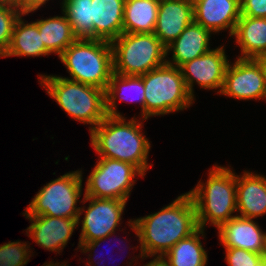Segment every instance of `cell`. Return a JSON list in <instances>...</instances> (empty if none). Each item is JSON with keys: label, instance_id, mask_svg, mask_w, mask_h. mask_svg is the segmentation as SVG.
Masks as SVG:
<instances>
[{"label": "cell", "instance_id": "obj_33", "mask_svg": "<svg viewBox=\"0 0 266 266\" xmlns=\"http://www.w3.org/2000/svg\"><path fill=\"white\" fill-rule=\"evenodd\" d=\"M154 258L143 266H170L168 259L165 255H143L141 259Z\"/></svg>", "mask_w": 266, "mask_h": 266}, {"label": "cell", "instance_id": "obj_29", "mask_svg": "<svg viewBox=\"0 0 266 266\" xmlns=\"http://www.w3.org/2000/svg\"><path fill=\"white\" fill-rule=\"evenodd\" d=\"M228 266H260L265 256L241 248H225Z\"/></svg>", "mask_w": 266, "mask_h": 266}, {"label": "cell", "instance_id": "obj_35", "mask_svg": "<svg viewBox=\"0 0 266 266\" xmlns=\"http://www.w3.org/2000/svg\"><path fill=\"white\" fill-rule=\"evenodd\" d=\"M42 266H68L67 265V262H61V264H60V262H53V260L52 261H48V262H46V263H44Z\"/></svg>", "mask_w": 266, "mask_h": 266}, {"label": "cell", "instance_id": "obj_26", "mask_svg": "<svg viewBox=\"0 0 266 266\" xmlns=\"http://www.w3.org/2000/svg\"><path fill=\"white\" fill-rule=\"evenodd\" d=\"M61 10L77 38L93 39L92 0H63Z\"/></svg>", "mask_w": 266, "mask_h": 266}, {"label": "cell", "instance_id": "obj_36", "mask_svg": "<svg viewBox=\"0 0 266 266\" xmlns=\"http://www.w3.org/2000/svg\"><path fill=\"white\" fill-rule=\"evenodd\" d=\"M260 266H266V257H265L264 260L261 262Z\"/></svg>", "mask_w": 266, "mask_h": 266}, {"label": "cell", "instance_id": "obj_28", "mask_svg": "<svg viewBox=\"0 0 266 266\" xmlns=\"http://www.w3.org/2000/svg\"><path fill=\"white\" fill-rule=\"evenodd\" d=\"M30 244L18 240L0 245V266L27 265L33 253Z\"/></svg>", "mask_w": 266, "mask_h": 266}, {"label": "cell", "instance_id": "obj_32", "mask_svg": "<svg viewBox=\"0 0 266 266\" xmlns=\"http://www.w3.org/2000/svg\"><path fill=\"white\" fill-rule=\"evenodd\" d=\"M49 0H19L17 6L25 16L29 13L35 12L41 6L45 5Z\"/></svg>", "mask_w": 266, "mask_h": 266}, {"label": "cell", "instance_id": "obj_12", "mask_svg": "<svg viewBox=\"0 0 266 266\" xmlns=\"http://www.w3.org/2000/svg\"><path fill=\"white\" fill-rule=\"evenodd\" d=\"M236 59L227 65L219 95L238 100L266 101V84L259 64L254 59Z\"/></svg>", "mask_w": 266, "mask_h": 266}, {"label": "cell", "instance_id": "obj_20", "mask_svg": "<svg viewBox=\"0 0 266 266\" xmlns=\"http://www.w3.org/2000/svg\"><path fill=\"white\" fill-rule=\"evenodd\" d=\"M105 99L107 115L124 116L117 110V101L132 103L136 101L141 106V118H144L145 89L142 76L113 73L105 90Z\"/></svg>", "mask_w": 266, "mask_h": 266}, {"label": "cell", "instance_id": "obj_19", "mask_svg": "<svg viewBox=\"0 0 266 266\" xmlns=\"http://www.w3.org/2000/svg\"><path fill=\"white\" fill-rule=\"evenodd\" d=\"M125 0H92L93 39L112 42L123 33Z\"/></svg>", "mask_w": 266, "mask_h": 266}, {"label": "cell", "instance_id": "obj_39", "mask_svg": "<svg viewBox=\"0 0 266 266\" xmlns=\"http://www.w3.org/2000/svg\"><path fill=\"white\" fill-rule=\"evenodd\" d=\"M187 1L194 3L196 0H187Z\"/></svg>", "mask_w": 266, "mask_h": 266}, {"label": "cell", "instance_id": "obj_21", "mask_svg": "<svg viewBox=\"0 0 266 266\" xmlns=\"http://www.w3.org/2000/svg\"><path fill=\"white\" fill-rule=\"evenodd\" d=\"M233 36L241 48L237 58L254 59L266 54V18L240 16Z\"/></svg>", "mask_w": 266, "mask_h": 266}, {"label": "cell", "instance_id": "obj_14", "mask_svg": "<svg viewBox=\"0 0 266 266\" xmlns=\"http://www.w3.org/2000/svg\"><path fill=\"white\" fill-rule=\"evenodd\" d=\"M193 15L194 21L211 33L229 30L232 37L241 16L240 0H196Z\"/></svg>", "mask_w": 266, "mask_h": 266}, {"label": "cell", "instance_id": "obj_9", "mask_svg": "<svg viewBox=\"0 0 266 266\" xmlns=\"http://www.w3.org/2000/svg\"><path fill=\"white\" fill-rule=\"evenodd\" d=\"M138 176L145 177L132 164L120 160L99 158L86 180L85 194L83 195L128 201Z\"/></svg>", "mask_w": 266, "mask_h": 266}, {"label": "cell", "instance_id": "obj_11", "mask_svg": "<svg viewBox=\"0 0 266 266\" xmlns=\"http://www.w3.org/2000/svg\"><path fill=\"white\" fill-rule=\"evenodd\" d=\"M227 57L225 47L221 45L179 67L185 85L194 99H196L193 88L195 83L202 89H218L217 94L220 93L225 71L230 62Z\"/></svg>", "mask_w": 266, "mask_h": 266}, {"label": "cell", "instance_id": "obj_34", "mask_svg": "<svg viewBox=\"0 0 266 266\" xmlns=\"http://www.w3.org/2000/svg\"><path fill=\"white\" fill-rule=\"evenodd\" d=\"M259 64L266 84V54L254 58Z\"/></svg>", "mask_w": 266, "mask_h": 266}, {"label": "cell", "instance_id": "obj_5", "mask_svg": "<svg viewBox=\"0 0 266 266\" xmlns=\"http://www.w3.org/2000/svg\"><path fill=\"white\" fill-rule=\"evenodd\" d=\"M71 77L66 79L107 89L113 74L111 42L77 38L59 56Z\"/></svg>", "mask_w": 266, "mask_h": 266}, {"label": "cell", "instance_id": "obj_31", "mask_svg": "<svg viewBox=\"0 0 266 266\" xmlns=\"http://www.w3.org/2000/svg\"><path fill=\"white\" fill-rule=\"evenodd\" d=\"M115 234V232L114 233H112L111 235H109V236H107V237H105V238H102V239H96V240H93V241H90V242H85L84 244H80V246H79V249H80V252L81 253H90V254H88L89 256V260H87L85 263H86V265L85 266H96V264H98L97 266H99V258H101V257H97L96 255L97 254H95V251L94 250H96V247H99V245H101L100 243H102V242H105V240H107L108 238H110L111 236H113ZM119 240H120V238H119ZM118 240V241H119ZM122 242V241H121ZM128 248V247H127ZM92 250H93V252H94V257L96 256L97 258H95L94 259V262L93 261H90V259L91 260H93V254H92ZM98 259V262L97 263H95L96 262V260ZM94 265H93V264ZM101 263H103L102 261H101ZM100 266H102L101 264H100Z\"/></svg>", "mask_w": 266, "mask_h": 266}, {"label": "cell", "instance_id": "obj_8", "mask_svg": "<svg viewBox=\"0 0 266 266\" xmlns=\"http://www.w3.org/2000/svg\"><path fill=\"white\" fill-rule=\"evenodd\" d=\"M82 170L67 172L48 182L38 191L23 216H51L78 219L77 202L82 195Z\"/></svg>", "mask_w": 266, "mask_h": 266}, {"label": "cell", "instance_id": "obj_15", "mask_svg": "<svg viewBox=\"0 0 266 266\" xmlns=\"http://www.w3.org/2000/svg\"><path fill=\"white\" fill-rule=\"evenodd\" d=\"M224 248H241L266 257V231L251 218L235 216L218 228Z\"/></svg>", "mask_w": 266, "mask_h": 266}, {"label": "cell", "instance_id": "obj_38", "mask_svg": "<svg viewBox=\"0 0 266 266\" xmlns=\"http://www.w3.org/2000/svg\"><path fill=\"white\" fill-rule=\"evenodd\" d=\"M0 2H9V3H11V0H0Z\"/></svg>", "mask_w": 266, "mask_h": 266}, {"label": "cell", "instance_id": "obj_18", "mask_svg": "<svg viewBox=\"0 0 266 266\" xmlns=\"http://www.w3.org/2000/svg\"><path fill=\"white\" fill-rule=\"evenodd\" d=\"M211 35L209 30L193 20L178 38L166 47V63L179 68L182 64L207 53L211 50L209 46ZM171 51L172 57L169 58Z\"/></svg>", "mask_w": 266, "mask_h": 266}, {"label": "cell", "instance_id": "obj_3", "mask_svg": "<svg viewBox=\"0 0 266 266\" xmlns=\"http://www.w3.org/2000/svg\"><path fill=\"white\" fill-rule=\"evenodd\" d=\"M206 182L188 191L196 207L197 223L204 229L210 224L217 229L237 216L236 173L231 168L216 165L208 169Z\"/></svg>", "mask_w": 266, "mask_h": 266}, {"label": "cell", "instance_id": "obj_2", "mask_svg": "<svg viewBox=\"0 0 266 266\" xmlns=\"http://www.w3.org/2000/svg\"><path fill=\"white\" fill-rule=\"evenodd\" d=\"M135 116H111L99 123L91 132V146L99 158L120 160L134 165L144 176L153 165L148 163L151 144L143 134V121Z\"/></svg>", "mask_w": 266, "mask_h": 266}, {"label": "cell", "instance_id": "obj_25", "mask_svg": "<svg viewBox=\"0 0 266 266\" xmlns=\"http://www.w3.org/2000/svg\"><path fill=\"white\" fill-rule=\"evenodd\" d=\"M205 230L198 228L190 236L179 240L166 254L170 266H206L208 255L200 240Z\"/></svg>", "mask_w": 266, "mask_h": 266}, {"label": "cell", "instance_id": "obj_7", "mask_svg": "<svg viewBox=\"0 0 266 266\" xmlns=\"http://www.w3.org/2000/svg\"><path fill=\"white\" fill-rule=\"evenodd\" d=\"M113 73L142 76L166 63V46L154 33H126L111 42Z\"/></svg>", "mask_w": 266, "mask_h": 266}, {"label": "cell", "instance_id": "obj_13", "mask_svg": "<svg viewBox=\"0 0 266 266\" xmlns=\"http://www.w3.org/2000/svg\"><path fill=\"white\" fill-rule=\"evenodd\" d=\"M30 220L26 235L48 251L60 254L66 247L72 233L78 227V219L41 216H25Z\"/></svg>", "mask_w": 266, "mask_h": 266}, {"label": "cell", "instance_id": "obj_30", "mask_svg": "<svg viewBox=\"0 0 266 266\" xmlns=\"http://www.w3.org/2000/svg\"><path fill=\"white\" fill-rule=\"evenodd\" d=\"M241 16L266 18V0H240Z\"/></svg>", "mask_w": 266, "mask_h": 266}, {"label": "cell", "instance_id": "obj_22", "mask_svg": "<svg viewBox=\"0 0 266 266\" xmlns=\"http://www.w3.org/2000/svg\"><path fill=\"white\" fill-rule=\"evenodd\" d=\"M23 16L24 14H21L17 19L10 46L0 58L12 56L39 57L51 54L45 48L37 24L26 22L25 19H22Z\"/></svg>", "mask_w": 266, "mask_h": 266}, {"label": "cell", "instance_id": "obj_23", "mask_svg": "<svg viewBox=\"0 0 266 266\" xmlns=\"http://www.w3.org/2000/svg\"><path fill=\"white\" fill-rule=\"evenodd\" d=\"M160 0H125L123 32L153 33Z\"/></svg>", "mask_w": 266, "mask_h": 266}, {"label": "cell", "instance_id": "obj_17", "mask_svg": "<svg viewBox=\"0 0 266 266\" xmlns=\"http://www.w3.org/2000/svg\"><path fill=\"white\" fill-rule=\"evenodd\" d=\"M237 215L257 219L266 214V176L250 171L236 174Z\"/></svg>", "mask_w": 266, "mask_h": 266}, {"label": "cell", "instance_id": "obj_37", "mask_svg": "<svg viewBox=\"0 0 266 266\" xmlns=\"http://www.w3.org/2000/svg\"><path fill=\"white\" fill-rule=\"evenodd\" d=\"M19 0H11V3L17 4Z\"/></svg>", "mask_w": 266, "mask_h": 266}, {"label": "cell", "instance_id": "obj_24", "mask_svg": "<svg viewBox=\"0 0 266 266\" xmlns=\"http://www.w3.org/2000/svg\"><path fill=\"white\" fill-rule=\"evenodd\" d=\"M62 15L35 21L45 48L58 57L77 39L63 11Z\"/></svg>", "mask_w": 266, "mask_h": 266}, {"label": "cell", "instance_id": "obj_6", "mask_svg": "<svg viewBox=\"0 0 266 266\" xmlns=\"http://www.w3.org/2000/svg\"><path fill=\"white\" fill-rule=\"evenodd\" d=\"M142 80L145 89L144 119L183 111L195 101L176 66L165 63L142 75Z\"/></svg>", "mask_w": 266, "mask_h": 266}, {"label": "cell", "instance_id": "obj_27", "mask_svg": "<svg viewBox=\"0 0 266 266\" xmlns=\"http://www.w3.org/2000/svg\"><path fill=\"white\" fill-rule=\"evenodd\" d=\"M21 14L17 4L0 2V57L10 46L15 23Z\"/></svg>", "mask_w": 266, "mask_h": 266}, {"label": "cell", "instance_id": "obj_10", "mask_svg": "<svg viewBox=\"0 0 266 266\" xmlns=\"http://www.w3.org/2000/svg\"><path fill=\"white\" fill-rule=\"evenodd\" d=\"M89 201L88 206H80L78 226L80 225L81 215V233L79 235L80 244L90 242L96 239L105 238L112 233L118 231L117 227L121 226L122 215L125 210L127 201L119 199H104L83 196L81 203ZM87 208V209H85Z\"/></svg>", "mask_w": 266, "mask_h": 266}, {"label": "cell", "instance_id": "obj_1", "mask_svg": "<svg viewBox=\"0 0 266 266\" xmlns=\"http://www.w3.org/2000/svg\"><path fill=\"white\" fill-rule=\"evenodd\" d=\"M139 239L138 258L143 255H165L179 240L198 228L196 207L189 192L180 194L160 211L127 223ZM138 257V258H137Z\"/></svg>", "mask_w": 266, "mask_h": 266}, {"label": "cell", "instance_id": "obj_16", "mask_svg": "<svg viewBox=\"0 0 266 266\" xmlns=\"http://www.w3.org/2000/svg\"><path fill=\"white\" fill-rule=\"evenodd\" d=\"M194 20L193 3L187 0H160L154 34L167 47Z\"/></svg>", "mask_w": 266, "mask_h": 266}, {"label": "cell", "instance_id": "obj_4", "mask_svg": "<svg viewBox=\"0 0 266 266\" xmlns=\"http://www.w3.org/2000/svg\"><path fill=\"white\" fill-rule=\"evenodd\" d=\"M41 87L69 117L91 132L107 116L105 90L57 75L38 76Z\"/></svg>", "mask_w": 266, "mask_h": 266}]
</instances>
